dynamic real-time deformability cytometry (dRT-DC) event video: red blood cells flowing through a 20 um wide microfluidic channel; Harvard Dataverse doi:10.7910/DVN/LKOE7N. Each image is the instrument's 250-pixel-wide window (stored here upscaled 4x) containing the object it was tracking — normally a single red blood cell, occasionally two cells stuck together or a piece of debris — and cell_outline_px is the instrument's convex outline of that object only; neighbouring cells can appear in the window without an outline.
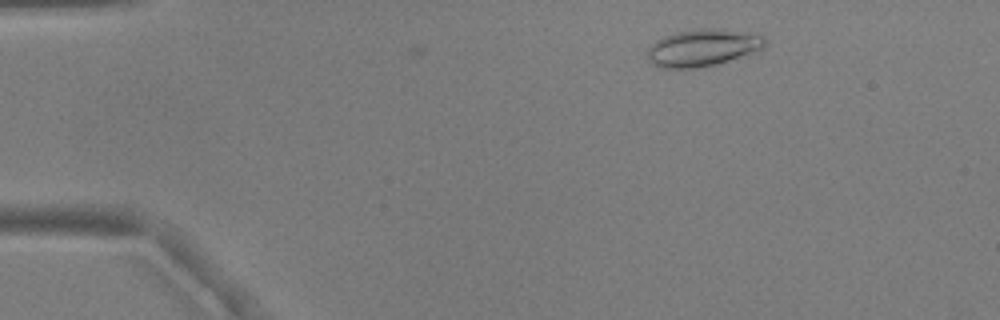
{"species": "common noctule bat (a hibernating species)", "species_latin": "Nyctalus noctula", "temperature_condition": "warm", "stored_images_in_passage": 3, "camera_frame_rate_fps": 3000, "um_per_image_px": 0.085, "animal": {"sex": "male", "body_mass_g": 17.9, "forearm_length_mm": 54.2}, "frame": {"image": 1, "passage_image": 1, "time_ms": 0.0, "image_size_px": [1000, 320], "cell_outline_px": [[768, 40], [760, 48], [748, 56], [704, 68], [656, 68], [648, 60], [644, 52], [656, 40], [664, 36], [676, 32], [700, 28], [720, 28], [764, 36]], "centroid_in_image_um": [59.69, 4.08], "position_along_channel_um": 25.3, "area_um2": 26.01}}